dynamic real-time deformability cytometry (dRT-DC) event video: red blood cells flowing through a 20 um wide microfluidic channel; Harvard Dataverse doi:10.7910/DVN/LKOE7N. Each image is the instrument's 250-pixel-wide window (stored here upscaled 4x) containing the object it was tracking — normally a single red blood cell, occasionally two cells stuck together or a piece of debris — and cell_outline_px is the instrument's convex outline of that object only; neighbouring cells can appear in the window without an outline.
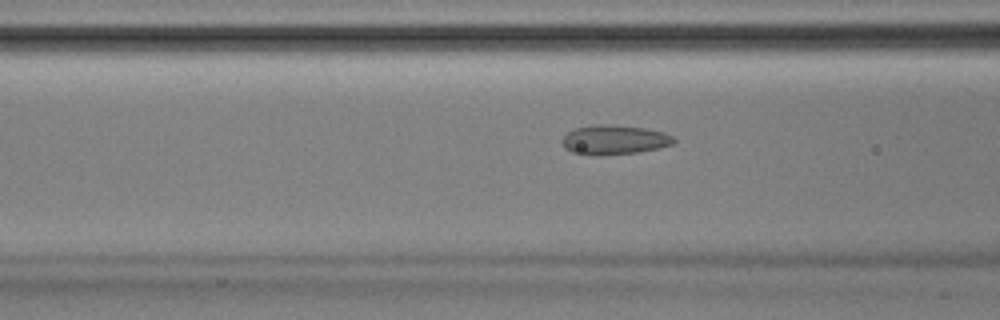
{"species": "Egyptian fruit bat (a non-hibernating species)", "species_latin": "Rousettus aegyptiacus", "temperature_condition": "room temperature", "stored_images_in_passage": 52, "camera_frame_rate_fps": 3000, "um_per_image_px": 0.085, "animal": {"sex": "male"}, "frame": {"image": 1, "passage_image": 20, "time_ms": 6.333, "image_size_px": [1000, 320], "cell_outline_px": [[676, 140], [672, 144], [660, 148], [640, 152], [600, 156], [596, 156], [572, 152], [564, 148], [560, 140], [568, 132], [576, 128], [592, 124], [608, 124], [644, 128], [664, 132], [672, 136]], "centroid_in_image_um": [52.19, 11.89], "position_along_channel_um": 114.4, "area_um2": 19.42}}
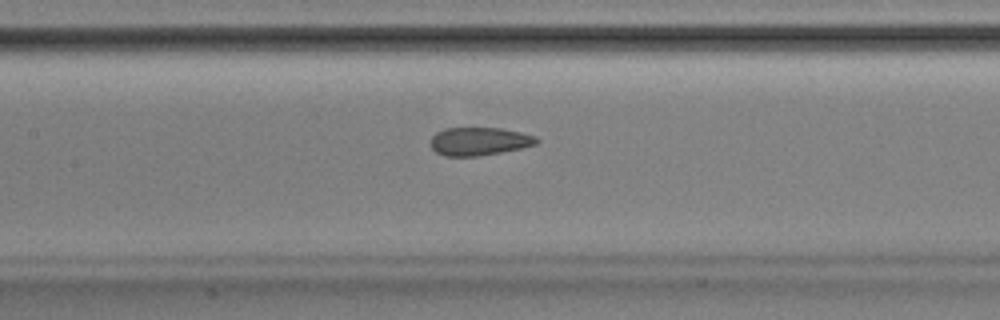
{"frame": {"image": 2, "passage_image": 24, "time_ms": 7.667, "image_size_px": [1000, 320], "cell_outline_px": [[540, 140], [536, 144], [520, 148], [480, 156], [444, 156], [436, 152], [432, 148], [432, 136], [436, 132], [444, 128], [500, 128], [520, 132], [536, 136]], "centroid_in_image_um": [40.73, 12.01], "position_along_channel_um": 166.7, "area_um2": 17.28}}
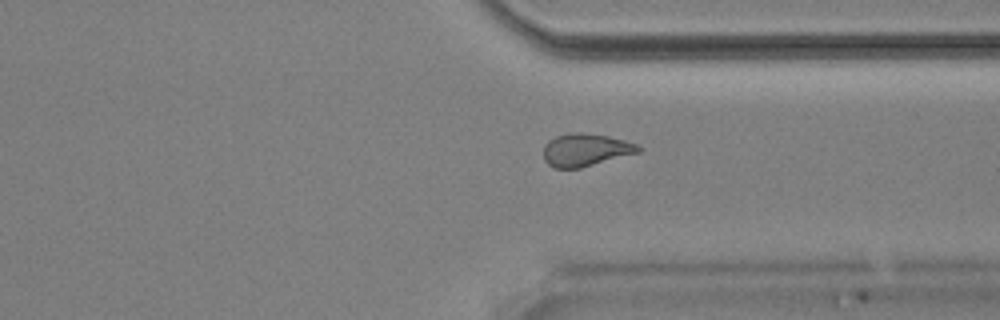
{"frame": {"image": 3, "passage_image": 39, "time_ms": 12.667, "image_size_px": [1000, 320], "cell_outline_px": [[640, 152], [580, 168], [556, 168], [548, 164], [544, 160], [544, 144], [548, 140], [556, 136], [572, 132], [584, 132], [608, 136], [624, 140], [636, 144], [640, 148]], "centroid_in_image_um": [49.75, 12.73], "position_along_channel_um": 361.7, "area_um2": 18.03}, "authors_computed_cell_mechanics": {"area_um2": 18.8717, "velocity_mm_per_s": 3.8994, "shape_relaxation_time_tau1_ms": null, "shape_relaxation_time_tau2_ms": 1.5017, "deformation_change_tau1": null, "deformation_change_tau2": 0.0879}}